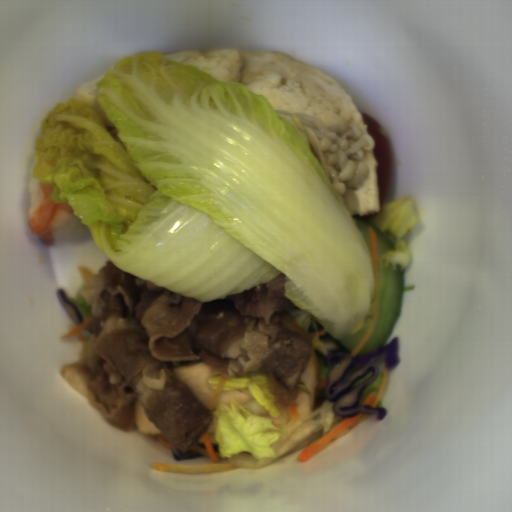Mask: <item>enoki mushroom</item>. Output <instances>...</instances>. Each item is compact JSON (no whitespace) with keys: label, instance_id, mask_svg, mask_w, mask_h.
Listing matches in <instances>:
<instances>
[{"label":"enoki mushroom","instance_id":"1","mask_svg":"<svg viewBox=\"0 0 512 512\" xmlns=\"http://www.w3.org/2000/svg\"><path fill=\"white\" fill-rule=\"evenodd\" d=\"M278 117L291 123L304 141L311 144L326 176L339 197L347 190H360L370 175V165L363 161L366 153L376 147L373 136L364 132L360 123L326 125L307 113H294L289 109H275ZM354 160L360 162L356 164Z\"/></svg>","mask_w":512,"mask_h":512}]
</instances>
